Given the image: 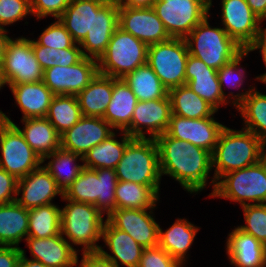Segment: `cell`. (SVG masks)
Here are the masks:
<instances>
[{"label": "cell", "instance_id": "obj_1", "mask_svg": "<svg viewBox=\"0 0 266 267\" xmlns=\"http://www.w3.org/2000/svg\"><path fill=\"white\" fill-rule=\"evenodd\" d=\"M159 150L161 177L175 179L187 192H201L212 171V153L167 133L155 138Z\"/></svg>", "mask_w": 266, "mask_h": 267}, {"label": "cell", "instance_id": "obj_2", "mask_svg": "<svg viewBox=\"0 0 266 267\" xmlns=\"http://www.w3.org/2000/svg\"><path fill=\"white\" fill-rule=\"evenodd\" d=\"M264 147L266 144L253 132L243 127L241 130H234L225 126L212 153V168H215L211 179L212 192L222 175L260 162Z\"/></svg>", "mask_w": 266, "mask_h": 267}, {"label": "cell", "instance_id": "obj_3", "mask_svg": "<svg viewBox=\"0 0 266 267\" xmlns=\"http://www.w3.org/2000/svg\"><path fill=\"white\" fill-rule=\"evenodd\" d=\"M117 180L151 186L160 192L159 150L155 138H133L115 167Z\"/></svg>", "mask_w": 266, "mask_h": 267}, {"label": "cell", "instance_id": "obj_4", "mask_svg": "<svg viewBox=\"0 0 266 267\" xmlns=\"http://www.w3.org/2000/svg\"><path fill=\"white\" fill-rule=\"evenodd\" d=\"M62 200L68 203L61 209V235L72 245L82 246L83 253L97 252L102 239L103 215L94 205ZM65 235V236H64Z\"/></svg>", "mask_w": 266, "mask_h": 267}, {"label": "cell", "instance_id": "obj_5", "mask_svg": "<svg viewBox=\"0 0 266 267\" xmlns=\"http://www.w3.org/2000/svg\"><path fill=\"white\" fill-rule=\"evenodd\" d=\"M207 15L185 38L189 54L219 70L244 49L221 27H212Z\"/></svg>", "mask_w": 266, "mask_h": 267}, {"label": "cell", "instance_id": "obj_6", "mask_svg": "<svg viewBox=\"0 0 266 267\" xmlns=\"http://www.w3.org/2000/svg\"><path fill=\"white\" fill-rule=\"evenodd\" d=\"M118 180L115 169L84 167L74 182L63 192L65 200L94 205L108 216L116 209L115 189Z\"/></svg>", "mask_w": 266, "mask_h": 267}, {"label": "cell", "instance_id": "obj_7", "mask_svg": "<svg viewBox=\"0 0 266 267\" xmlns=\"http://www.w3.org/2000/svg\"><path fill=\"white\" fill-rule=\"evenodd\" d=\"M208 196L229 199L241 207L266 203V163L262 159L255 165L222 175Z\"/></svg>", "mask_w": 266, "mask_h": 267}, {"label": "cell", "instance_id": "obj_8", "mask_svg": "<svg viewBox=\"0 0 266 267\" xmlns=\"http://www.w3.org/2000/svg\"><path fill=\"white\" fill-rule=\"evenodd\" d=\"M147 51L145 43L118 27L106 51L97 60L98 72L113 78H124L147 63Z\"/></svg>", "mask_w": 266, "mask_h": 267}, {"label": "cell", "instance_id": "obj_9", "mask_svg": "<svg viewBox=\"0 0 266 267\" xmlns=\"http://www.w3.org/2000/svg\"><path fill=\"white\" fill-rule=\"evenodd\" d=\"M188 55L184 38H170L148 46L147 64L169 90L186 84L185 68Z\"/></svg>", "mask_w": 266, "mask_h": 267}, {"label": "cell", "instance_id": "obj_10", "mask_svg": "<svg viewBox=\"0 0 266 267\" xmlns=\"http://www.w3.org/2000/svg\"><path fill=\"white\" fill-rule=\"evenodd\" d=\"M26 38H8L0 68L3 85L43 81L44 71L35 58L32 40Z\"/></svg>", "mask_w": 266, "mask_h": 267}, {"label": "cell", "instance_id": "obj_11", "mask_svg": "<svg viewBox=\"0 0 266 267\" xmlns=\"http://www.w3.org/2000/svg\"><path fill=\"white\" fill-rule=\"evenodd\" d=\"M171 38H186L210 15L208 0H156L152 6Z\"/></svg>", "mask_w": 266, "mask_h": 267}, {"label": "cell", "instance_id": "obj_12", "mask_svg": "<svg viewBox=\"0 0 266 267\" xmlns=\"http://www.w3.org/2000/svg\"><path fill=\"white\" fill-rule=\"evenodd\" d=\"M0 168L17 179L39 168L41 157L30 147L20 131L11 123L0 122Z\"/></svg>", "mask_w": 266, "mask_h": 267}, {"label": "cell", "instance_id": "obj_13", "mask_svg": "<svg viewBox=\"0 0 266 267\" xmlns=\"http://www.w3.org/2000/svg\"><path fill=\"white\" fill-rule=\"evenodd\" d=\"M98 61L83 57L69 66H54L44 70L43 82L54 95H77L98 74Z\"/></svg>", "mask_w": 266, "mask_h": 267}, {"label": "cell", "instance_id": "obj_14", "mask_svg": "<svg viewBox=\"0 0 266 267\" xmlns=\"http://www.w3.org/2000/svg\"><path fill=\"white\" fill-rule=\"evenodd\" d=\"M221 21L222 28L244 50L265 29L246 0H221Z\"/></svg>", "mask_w": 266, "mask_h": 267}, {"label": "cell", "instance_id": "obj_15", "mask_svg": "<svg viewBox=\"0 0 266 267\" xmlns=\"http://www.w3.org/2000/svg\"><path fill=\"white\" fill-rule=\"evenodd\" d=\"M171 102L165 98L138 101L132 114L130 126L124 131L133 138H156L166 133L171 117ZM146 131H143V130Z\"/></svg>", "mask_w": 266, "mask_h": 267}, {"label": "cell", "instance_id": "obj_16", "mask_svg": "<svg viewBox=\"0 0 266 267\" xmlns=\"http://www.w3.org/2000/svg\"><path fill=\"white\" fill-rule=\"evenodd\" d=\"M118 27L147 46L169 40L162 20L152 7L131 8L119 6Z\"/></svg>", "mask_w": 266, "mask_h": 267}, {"label": "cell", "instance_id": "obj_17", "mask_svg": "<svg viewBox=\"0 0 266 267\" xmlns=\"http://www.w3.org/2000/svg\"><path fill=\"white\" fill-rule=\"evenodd\" d=\"M153 209H115L106 219L115 228L128 233L143 248H152L158 246L160 226L152 215Z\"/></svg>", "mask_w": 266, "mask_h": 267}, {"label": "cell", "instance_id": "obj_18", "mask_svg": "<svg viewBox=\"0 0 266 267\" xmlns=\"http://www.w3.org/2000/svg\"><path fill=\"white\" fill-rule=\"evenodd\" d=\"M225 125L212 117L189 119L171 114L166 133L175 139L187 141L213 153Z\"/></svg>", "mask_w": 266, "mask_h": 267}, {"label": "cell", "instance_id": "obj_19", "mask_svg": "<svg viewBox=\"0 0 266 267\" xmlns=\"http://www.w3.org/2000/svg\"><path fill=\"white\" fill-rule=\"evenodd\" d=\"M113 131L112 126L101 117L82 116L75 125L60 135L61 148L84 156L112 135Z\"/></svg>", "mask_w": 266, "mask_h": 267}, {"label": "cell", "instance_id": "obj_20", "mask_svg": "<svg viewBox=\"0 0 266 267\" xmlns=\"http://www.w3.org/2000/svg\"><path fill=\"white\" fill-rule=\"evenodd\" d=\"M119 5L116 0H107L94 12L93 29L79 44L85 57L99 59L106 51L109 41L118 28Z\"/></svg>", "mask_w": 266, "mask_h": 267}, {"label": "cell", "instance_id": "obj_21", "mask_svg": "<svg viewBox=\"0 0 266 267\" xmlns=\"http://www.w3.org/2000/svg\"><path fill=\"white\" fill-rule=\"evenodd\" d=\"M57 195L62 198L63 191L43 165L18 179L16 201L27 210L53 204Z\"/></svg>", "mask_w": 266, "mask_h": 267}, {"label": "cell", "instance_id": "obj_22", "mask_svg": "<svg viewBox=\"0 0 266 267\" xmlns=\"http://www.w3.org/2000/svg\"><path fill=\"white\" fill-rule=\"evenodd\" d=\"M185 76L186 84L217 111L220 105L229 103L222 95L217 70L190 54L186 62Z\"/></svg>", "mask_w": 266, "mask_h": 267}, {"label": "cell", "instance_id": "obj_23", "mask_svg": "<svg viewBox=\"0 0 266 267\" xmlns=\"http://www.w3.org/2000/svg\"><path fill=\"white\" fill-rule=\"evenodd\" d=\"M32 260L40 261L47 267H74L78 251L61 235L48 238L27 237L25 239Z\"/></svg>", "mask_w": 266, "mask_h": 267}, {"label": "cell", "instance_id": "obj_24", "mask_svg": "<svg viewBox=\"0 0 266 267\" xmlns=\"http://www.w3.org/2000/svg\"><path fill=\"white\" fill-rule=\"evenodd\" d=\"M102 239L111 254L101 247L99 252L118 267H138L143 247L128 233L115 228L107 219L102 227Z\"/></svg>", "mask_w": 266, "mask_h": 267}, {"label": "cell", "instance_id": "obj_25", "mask_svg": "<svg viewBox=\"0 0 266 267\" xmlns=\"http://www.w3.org/2000/svg\"><path fill=\"white\" fill-rule=\"evenodd\" d=\"M2 120L13 124L41 159L61 147L60 134L46 117L22 119L23 129L17 126L6 113H2Z\"/></svg>", "mask_w": 266, "mask_h": 267}, {"label": "cell", "instance_id": "obj_26", "mask_svg": "<svg viewBox=\"0 0 266 267\" xmlns=\"http://www.w3.org/2000/svg\"><path fill=\"white\" fill-rule=\"evenodd\" d=\"M226 254L235 267H266V245L237 227L228 234Z\"/></svg>", "mask_w": 266, "mask_h": 267}, {"label": "cell", "instance_id": "obj_27", "mask_svg": "<svg viewBox=\"0 0 266 267\" xmlns=\"http://www.w3.org/2000/svg\"><path fill=\"white\" fill-rule=\"evenodd\" d=\"M8 86L23 113L22 119L46 117L55 95L43 81Z\"/></svg>", "mask_w": 266, "mask_h": 267}, {"label": "cell", "instance_id": "obj_28", "mask_svg": "<svg viewBox=\"0 0 266 267\" xmlns=\"http://www.w3.org/2000/svg\"><path fill=\"white\" fill-rule=\"evenodd\" d=\"M137 103L136 95L124 79L113 78L112 97L103 119L116 131H125L130 126Z\"/></svg>", "mask_w": 266, "mask_h": 267}, {"label": "cell", "instance_id": "obj_29", "mask_svg": "<svg viewBox=\"0 0 266 267\" xmlns=\"http://www.w3.org/2000/svg\"><path fill=\"white\" fill-rule=\"evenodd\" d=\"M107 0H71L69 6L58 18L72 36L80 44L93 29L94 12Z\"/></svg>", "mask_w": 266, "mask_h": 267}, {"label": "cell", "instance_id": "obj_30", "mask_svg": "<svg viewBox=\"0 0 266 267\" xmlns=\"http://www.w3.org/2000/svg\"><path fill=\"white\" fill-rule=\"evenodd\" d=\"M199 228L186 219L177 218L165 232L159 226L158 246L184 265L187 259L186 254Z\"/></svg>", "mask_w": 266, "mask_h": 267}, {"label": "cell", "instance_id": "obj_31", "mask_svg": "<svg viewBox=\"0 0 266 267\" xmlns=\"http://www.w3.org/2000/svg\"><path fill=\"white\" fill-rule=\"evenodd\" d=\"M113 77L97 74L76 97L83 116L103 118L111 101Z\"/></svg>", "mask_w": 266, "mask_h": 267}, {"label": "cell", "instance_id": "obj_32", "mask_svg": "<svg viewBox=\"0 0 266 267\" xmlns=\"http://www.w3.org/2000/svg\"><path fill=\"white\" fill-rule=\"evenodd\" d=\"M28 235V210L17 201L0 204V246H15Z\"/></svg>", "mask_w": 266, "mask_h": 267}, {"label": "cell", "instance_id": "obj_33", "mask_svg": "<svg viewBox=\"0 0 266 267\" xmlns=\"http://www.w3.org/2000/svg\"><path fill=\"white\" fill-rule=\"evenodd\" d=\"M172 114L189 119L212 117L217 110L198 96L187 84L168 90Z\"/></svg>", "mask_w": 266, "mask_h": 267}, {"label": "cell", "instance_id": "obj_34", "mask_svg": "<svg viewBox=\"0 0 266 267\" xmlns=\"http://www.w3.org/2000/svg\"><path fill=\"white\" fill-rule=\"evenodd\" d=\"M122 137L118 141L114 132L102 143L95 145L83 156V165L89 169H115L121 160L127 144L133 139L126 132L121 131Z\"/></svg>", "mask_w": 266, "mask_h": 267}, {"label": "cell", "instance_id": "obj_35", "mask_svg": "<svg viewBox=\"0 0 266 267\" xmlns=\"http://www.w3.org/2000/svg\"><path fill=\"white\" fill-rule=\"evenodd\" d=\"M46 159L51 160L44 167L63 192L74 182L84 168V165L76 163L78 159L83 163V156L64 150L61 147L52 154L45 156L42 159V163L47 161ZM64 169L68 172L65 173Z\"/></svg>", "mask_w": 266, "mask_h": 267}, {"label": "cell", "instance_id": "obj_36", "mask_svg": "<svg viewBox=\"0 0 266 267\" xmlns=\"http://www.w3.org/2000/svg\"><path fill=\"white\" fill-rule=\"evenodd\" d=\"M160 195L151 187L118 180L115 189L116 209L155 208Z\"/></svg>", "mask_w": 266, "mask_h": 267}, {"label": "cell", "instance_id": "obj_37", "mask_svg": "<svg viewBox=\"0 0 266 267\" xmlns=\"http://www.w3.org/2000/svg\"><path fill=\"white\" fill-rule=\"evenodd\" d=\"M123 79L138 101L161 99L168 95V89L147 63L128 73Z\"/></svg>", "mask_w": 266, "mask_h": 267}, {"label": "cell", "instance_id": "obj_38", "mask_svg": "<svg viewBox=\"0 0 266 267\" xmlns=\"http://www.w3.org/2000/svg\"><path fill=\"white\" fill-rule=\"evenodd\" d=\"M236 109L244 121V129L253 132L266 144V94L254 88Z\"/></svg>", "mask_w": 266, "mask_h": 267}, {"label": "cell", "instance_id": "obj_39", "mask_svg": "<svg viewBox=\"0 0 266 267\" xmlns=\"http://www.w3.org/2000/svg\"><path fill=\"white\" fill-rule=\"evenodd\" d=\"M61 232V208L53 204L28 210L27 237L48 238Z\"/></svg>", "mask_w": 266, "mask_h": 267}, {"label": "cell", "instance_id": "obj_40", "mask_svg": "<svg viewBox=\"0 0 266 267\" xmlns=\"http://www.w3.org/2000/svg\"><path fill=\"white\" fill-rule=\"evenodd\" d=\"M75 95H55L48 108L46 118L61 135L82 117Z\"/></svg>", "mask_w": 266, "mask_h": 267}, {"label": "cell", "instance_id": "obj_41", "mask_svg": "<svg viewBox=\"0 0 266 267\" xmlns=\"http://www.w3.org/2000/svg\"><path fill=\"white\" fill-rule=\"evenodd\" d=\"M247 50H243L237 57H235L232 61L228 62L224 66H222L219 70H217L218 78H219V83L221 86L222 90V95L224 96V99L228 101L229 103L232 101L233 106L236 108L242 101L243 99L250 93L255 87H251L247 89L245 92H239L234 95V92H230L226 94L224 92L225 90L223 89L225 85L227 84L228 88H236L239 89L238 87L243 85L245 77V70L243 67H240V63L244 57L248 55ZM240 67V68H239ZM231 96V97H230ZM229 99V100H227Z\"/></svg>", "mask_w": 266, "mask_h": 267}, {"label": "cell", "instance_id": "obj_42", "mask_svg": "<svg viewBox=\"0 0 266 267\" xmlns=\"http://www.w3.org/2000/svg\"><path fill=\"white\" fill-rule=\"evenodd\" d=\"M32 48L35 58L44 70L60 65L69 66L79 62L84 56L79 44L64 49H54L39 45L35 39L32 40Z\"/></svg>", "mask_w": 266, "mask_h": 267}, {"label": "cell", "instance_id": "obj_43", "mask_svg": "<svg viewBox=\"0 0 266 267\" xmlns=\"http://www.w3.org/2000/svg\"><path fill=\"white\" fill-rule=\"evenodd\" d=\"M242 209L246 224L237 228L266 245V203L249 204Z\"/></svg>", "mask_w": 266, "mask_h": 267}, {"label": "cell", "instance_id": "obj_44", "mask_svg": "<svg viewBox=\"0 0 266 267\" xmlns=\"http://www.w3.org/2000/svg\"><path fill=\"white\" fill-rule=\"evenodd\" d=\"M49 25L35 40L39 45L54 49L73 47L76 42L59 19Z\"/></svg>", "mask_w": 266, "mask_h": 267}, {"label": "cell", "instance_id": "obj_45", "mask_svg": "<svg viewBox=\"0 0 266 267\" xmlns=\"http://www.w3.org/2000/svg\"><path fill=\"white\" fill-rule=\"evenodd\" d=\"M31 13L30 0H0V29L27 17Z\"/></svg>", "mask_w": 266, "mask_h": 267}, {"label": "cell", "instance_id": "obj_46", "mask_svg": "<svg viewBox=\"0 0 266 267\" xmlns=\"http://www.w3.org/2000/svg\"><path fill=\"white\" fill-rule=\"evenodd\" d=\"M138 267H184L159 246L144 248Z\"/></svg>", "mask_w": 266, "mask_h": 267}, {"label": "cell", "instance_id": "obj_47", "mask_svg": "<svg viewBox=\"0 0 266 267\" xmlns=\"http://www.w3.org/2000/svg\"><path fill=\"white\" fill-rule=\"evenodd\" d=\"M30 2L31 13L39 20L50 15L58 19L69 6L71 0H30Z\"/></svg>", "mask_w": 266, "mask_h": 267}, {"label": "cell", "instance_id": "obj_48", "mask_svg": "<svg viewBox=\"0 0 266 267\" xmlns=\"http://www.w3.org/2000/svg\"><path fill=\"white\" fill-rule=\"evenodd\" d=\"M18 179L0 168V204L16 201Z\"/></svg>", "mask_w": 266, "mask_h": 267}, {"label": "cell", "instance_id": "obj_49", "mask_svg": "<svg viewBox=\"0 0 266 267\" xmlns=\"http://www.w3.org/2000/svg\"><path fill=\"white\" fill-rule=\"evenodd\" d=\"M76 265H79L80 267H118L112 261L105 258L99 251L82 252V260L79 264L77 258Z\"/></svg>", "mask_w": 266, "mask_h": 267}, {"label": "cell", "instance_id": "obj_50", "mask_svg": "<svg viewBox=\"0 0 266 267\" xmlns=\"http://www.w3.org/2000/svg\"><path fill=\"white\" fill-rule=\"evenodd\" d=\"M21 255L20 247L0 246V267H16Z\"/></svg>", "mask_w": 266, "mask_h": 267}, {"label": "cell", "instance_id": "obj_51", "mask_svg": "<svg viewBox=\"0 0 266 267\" xmlns=\"http://www.w3.org/2000/svg\"><path fill=\"white\" fill-rule=\"evenodd\" d=\"M260 49L266 67V28L255 38L254 42L247 48L248 52Z\"/></svg>", "mask_w": 266, "mask_h": 267}, {"label": "cell", "instance_id": "obj_52", "mask_svg": "<svg viewBox=\"0 0 266 267\" xmlns=\"http://www.w3.org/2000/svg\"><path fill=\"white\" fill-rule=\"evenodd\" d=\"M246 2L261 21L266 19V0H246Z\"/></svg>", "mask_w": 266, "mask_h": 267}, {"label": "cell", "instance_id": "obj_53", "mask_svg": "<svg viewBox=\"0 0 266 267\" xmlns=\"http://www.w3.org/2000/svg\"><path fill=\"white\" fill-rule=\"evenodd\" d=\"M119 6L131 8H150L156 0H116Z\"/></svg>", "mask_w": 266, "mask_h": 267}, {"label": "cell", "instance_id": "obj_54", "mask_svg": "<svg viewBox=\"0 0 266 267\" xmlns=\"http://www.w3.org/2000/svg\"><path fill=\"white\" fill-rule=\"evenodd\" d=\"M21 257L18 261V264L16 267H47L45 264H43L40 261L28 259L26 257L25 250L21 248Z\"/></svg>", "mask_w": 266, "mask_h": 267}, {"label": "cell", "instance_id": "obj_55", "mask_svg": "<svg viewBox=\"0 0 266 267\" xmlns=\"http://www.w3.org/2000/svg\"><path fill=\"white\" fill-rule=\"evenodd\" d=\"M7 32L9 31L0 29V68L3 63L4 49L9 38Z\"/></svg>", "mask_w": 266, "mask_h": 267}, {"label": "cell", "instance_id": "obj_56", "mask_svg": "<svg viewBox=\"0 0 266 267\" xmlns=\"http://www.w3.org/2000/svg\"><path fill=\"white\" fill-rule=\"evenodd\" d=\"M257 80L261 81L262 83L266 84V73L260 74L259 76H256Z\"/></svg>", "mask_w": 266, "mask_h": 267}, {"label": "cell", "instance_id": "obj_57", "mask_svg": "<svg viewBox=\"0 0 266 267\" xmlns=\"http://www.w3.org/2000/svg\"><path fill=\"white\" fill-rule=\"evenodd\" d=\"M263 161L266 163V148L265 147L263 151Z\"/></svg>", "mask_w": 266, "mask_h": 267}, {"label": "cell", "instance_id": "obj_58", "mask_svg": "<svg viewBox=\"0 0 266 267\" xmlns=\"http://www.w3.org/2000/svg\"><path fill=\"white\" fill-rule=\"evenodd\" d=\"M4 85H3V82H2V79H1V75H0V90H1V88L3 87Z\"/></svg>", "mask_w": 266, "mask_h": 267}, {"label": "cell", "instance_id": "obj_59", "mask_svg": "<svg viewBox=\"0 0 266 267\" xmlns=\"http://www.w3.org/2000/svg\"><path fill=\"white\" fill-rule=\"evenodd\" d=\"M209 1V8H211L213 5H212V0H208Z\"/></svg>", "mask_w": 266, "mask_h": 267}, {"label": "cell", "instance_id": "obj_60", "mask_svg": "<svg viewBox=\"0 0 266 267\" xmlns=\"http://www.w3.org/2000/svg\"><path fill=\"white\" fill-rule=\"evenodd\" d=\"M2 111L0 110V122H2L3 120H2Z\"/></svg>", "mask_w": 266, "mask_h": 267}]
</instances>
